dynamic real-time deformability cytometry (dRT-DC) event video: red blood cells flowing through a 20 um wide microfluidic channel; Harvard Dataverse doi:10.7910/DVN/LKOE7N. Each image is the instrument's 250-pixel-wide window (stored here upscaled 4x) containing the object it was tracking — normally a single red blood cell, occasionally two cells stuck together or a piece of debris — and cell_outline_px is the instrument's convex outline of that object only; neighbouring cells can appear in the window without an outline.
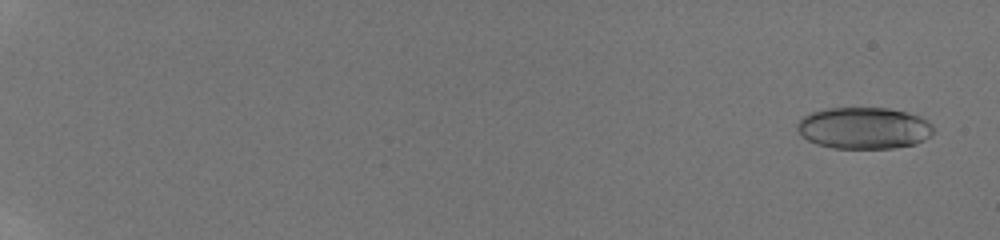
{"species": "human", "species_latin": "Homo sapiens", "temperature_condition": "room temperature", "stored_images_in_passage": 19, "camera_frame_rate_fps": 3000, "um_per_image_px": 0.085, "donor": {"sex": "male"}, "frame": {"image": 1, "passage_image": 2, "time_ms": 0.333, "image_size_px": [1000, 240], "cell_outline_px": [[936, 132], [932, 136], [916, 144], [892, 148], [832, 148], [816, 144], [808, 140], [796, 128], [796, 124], [804, 116], [812, 112], [828, 108], [888, 108], [908, 112], [920, 116], [928, 120], [932, 124]], "centroid_in_image_um": [73.49, 10.88], "position_along_channel_um": 11.5, "area_um2": 33.35}}
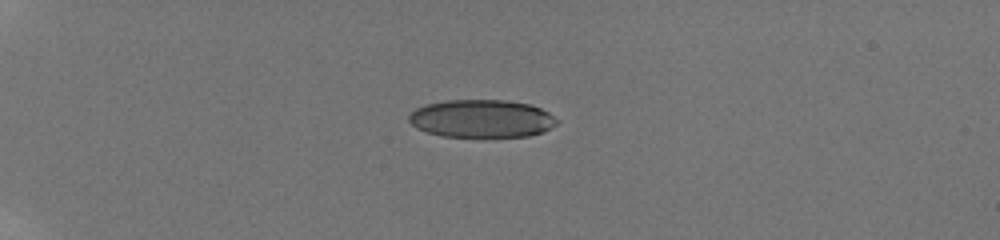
{"frame": {"image": 2, "passage_image": 15, "time_ms": 5.333, "image_size_px": [1000, 240], "cell_outline_px": [[560, 120], [556, 124], [540, 132], [528, 136], [444, 136], [428, 132], [416, 128], [408, 120], [408, 116], [416, 108], [428, 104], [448, 100], [504, 100], [532, 104], [548, 112]], "centroid_in_image_um": [40.95, 10.07], "position_along_channel_um": 44.1, "area_um2": 32.37}}
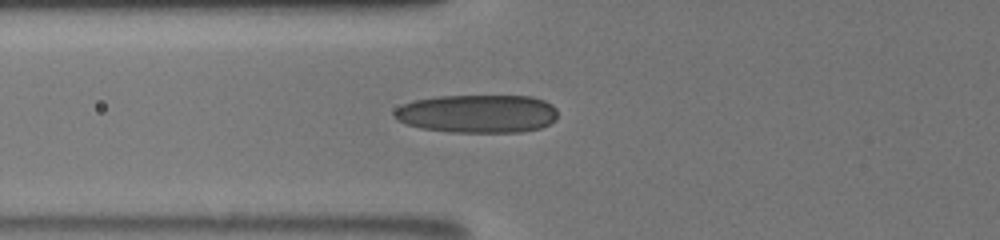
{"frame": {"image": 3, "passage_image": 19, "time_ms": 8.0, "image_size_px": [1000, 240], "cell_outline_px": [[556, 120], [540, 128], [520, 132], [452, 132], [420, 128], [396, 120], [392, 116], [392, 112], [396, 108], [412, 100], [436, 96], [532, 96], [544, 100], [552, 104], [556, 108]], "centroid_in_image_um": [40.56, 9.66], "position_along_channel_um": 85.2, "area_um2": 36.7}}